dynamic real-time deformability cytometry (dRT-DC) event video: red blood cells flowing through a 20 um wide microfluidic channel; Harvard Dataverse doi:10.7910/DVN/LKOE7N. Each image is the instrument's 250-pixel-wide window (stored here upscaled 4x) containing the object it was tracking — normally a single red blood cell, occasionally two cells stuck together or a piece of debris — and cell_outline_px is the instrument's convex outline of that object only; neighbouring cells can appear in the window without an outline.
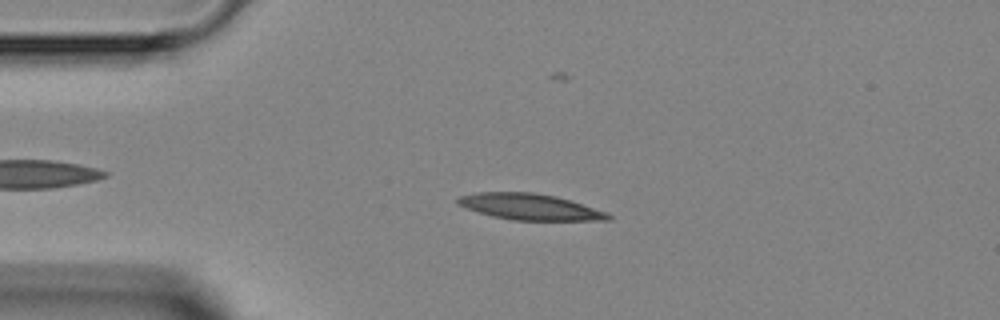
{"species": "Egyptian fruit bat (a non-hibernating species)", "species_latin": "Rousettus aegyptiacus", "temperature_condition": "room temperature", "stored_images_in_passage": 33, "camera_frame_rate_fps": 3000, "um_per_image_px": 0.085, "animal": {"sex": "female"}, "frame": {"image": 1, "passage_image": 2, "time_ms": 0.333, "image_size_px": [1000, 320], "cell_outline_px": [[612, 220], [512, 220], [492, 216], [456, 204], [456, 200], [460, 196], [476, 192], [536, 192], [556, 196], [572, 200], [608, 212], [612, 216]], "centroid_in_image_um": [45.08, 17.57], "position_along_channel_um": 39.9, "area_um2": 23.0}}
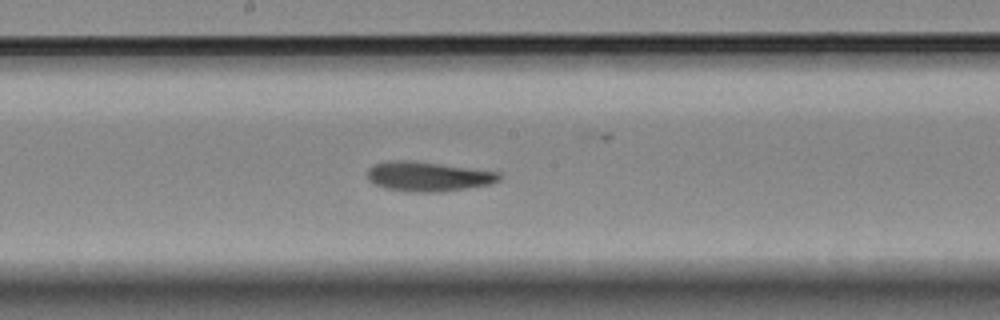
{"frame": {"image": 2, "passage_image": 16, "time_ms": 5.0, "image_size_px": [1000, 320], "cell_outline_px": [[504, 176], [500, 180], [492, 184], [440, 192], [412, 192], [384, 188], [368, 180], [368, 168], [372, 164], [384, 160], [416, 160], [500, 172]], "centroid_in_image_um": [36.4, 14.98], "position_along_channel_um": 211.8, "area_um2": 23.24}}
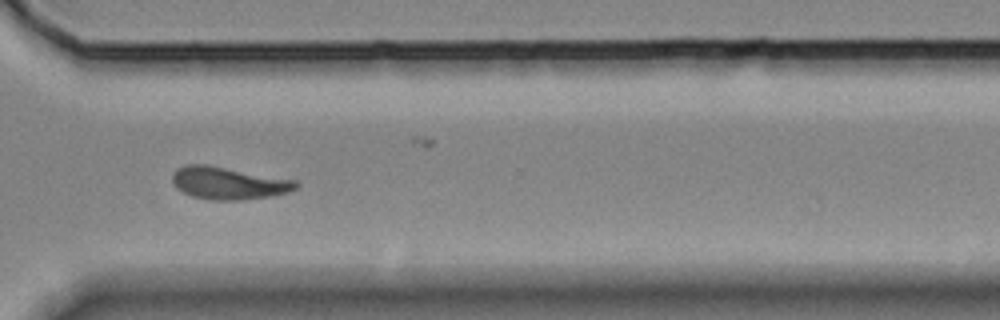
{"frame": {"image": 3, "passage_image": 26, "time_ms": 8.333, "image_size_px": [1000, 320], "cell_outline_px": [[300, 184], [296, 188], [288, 192], [272, 196], [240, 200], [208, 200], [192, 196], [176, 188], [172, 184], [172, 172], [176, 168], [188, 164], [204, 164], [296, 180]], "centroid_in_image_um": [19.39, 15.57], "position_along_channel_um": 351.2, "area_um2": 23.41}}